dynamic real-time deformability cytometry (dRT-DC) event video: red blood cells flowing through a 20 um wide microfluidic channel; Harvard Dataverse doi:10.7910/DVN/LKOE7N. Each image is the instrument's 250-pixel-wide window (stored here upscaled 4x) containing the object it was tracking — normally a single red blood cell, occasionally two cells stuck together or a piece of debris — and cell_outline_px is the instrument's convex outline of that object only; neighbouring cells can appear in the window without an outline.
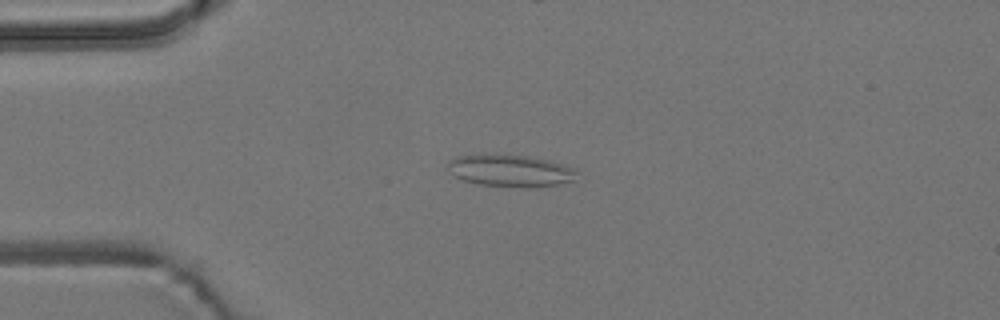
{"species": "common noctule bat (a hibernating species)", "species_latin": "Nyctalus noctula", "temperature_condition": "room temperature", "stored_images_in_passage": 6, "camera_frame_rate_fps": 3000, "um_per_image_px": 0.085, "animal": {"sex": "male", "body_mass_g": 19.2, "forearm_length_mm": 51.8}, "frame": {"image": 1, "passage_image": 4, "time_ms": 3.667, "image_size_px": [1000, 320], "cell_outline_px": [[576, 172], [572, 180], [556, 184], [520, 188], [480, 184], [464, 180], [456, 176], [448, 168], [448, 160], [456, 156], [484, 152], [496, 152], [528, 156], [548, 160], [572, 168]], "centroid_in_image_um": [43.27, 14.46], "position_along_channel_um": 41.7, "area_um2": 24.28}}